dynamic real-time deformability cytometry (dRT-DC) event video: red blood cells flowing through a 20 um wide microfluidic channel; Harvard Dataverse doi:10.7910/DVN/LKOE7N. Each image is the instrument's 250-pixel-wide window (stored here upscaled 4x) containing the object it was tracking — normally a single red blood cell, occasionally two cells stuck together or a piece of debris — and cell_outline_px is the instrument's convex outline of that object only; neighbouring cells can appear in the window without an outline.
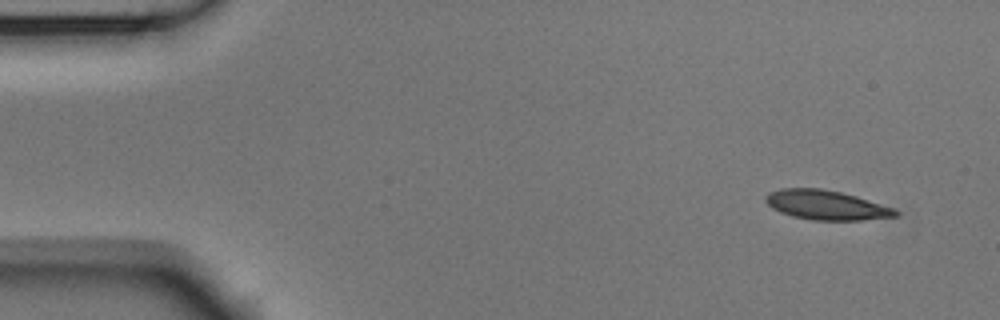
{"species": "Egyptian fruit bat (a non-hibernating species)", "species_latin": "Rousettus aegyptiacus", "temperature_condition": "room temperature", "stored_images_in_passage": 4, "camera_frame_rate_fps": 3000, "um_per_image_px": 0.085, "animal": {"sex": "male"}, "frame": {"image": 1, "passage_image": 1, "time_ms": 0.0, "image_size_px": [1000, 320], "cell_outline_px": [[900, 216], [860, 220], [812, 220], [792, 216], [780, 212], [772, 208], [764, 200], [764, 196], [768, 192], [780, 188], [820, 188], [840, 192], [856, 196], [892, 208], [900, 212]], "centroid_in_image_um": [70.19, 17.43], "position_along_channel_um": 14.8, "area_um2": 22.31}}
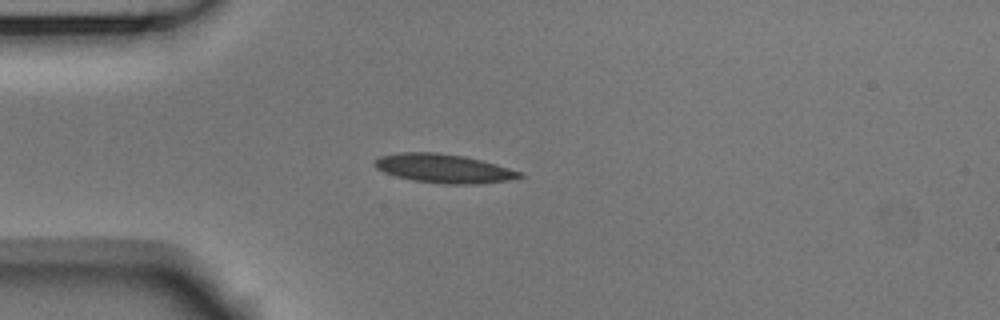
{"frame": {"image": 2, "passage_image": 4, "time_ms": 1.0, "image_size_px": [1000, 320], "cell_outline_px": [[524, 176], [504, 180], [480, 184], [444, 184], [412, 180], [396, 176], [384, 172], [376, 168], [372, 164], [372, 160], [380, 156], [396, 152], [436, 152], [464, 156], [496, 164], [524, 172]], "centroid_in_image_um": [37.67, 14.31], "position_along_channel_um": 47.3, "area_um2": 24.51}}